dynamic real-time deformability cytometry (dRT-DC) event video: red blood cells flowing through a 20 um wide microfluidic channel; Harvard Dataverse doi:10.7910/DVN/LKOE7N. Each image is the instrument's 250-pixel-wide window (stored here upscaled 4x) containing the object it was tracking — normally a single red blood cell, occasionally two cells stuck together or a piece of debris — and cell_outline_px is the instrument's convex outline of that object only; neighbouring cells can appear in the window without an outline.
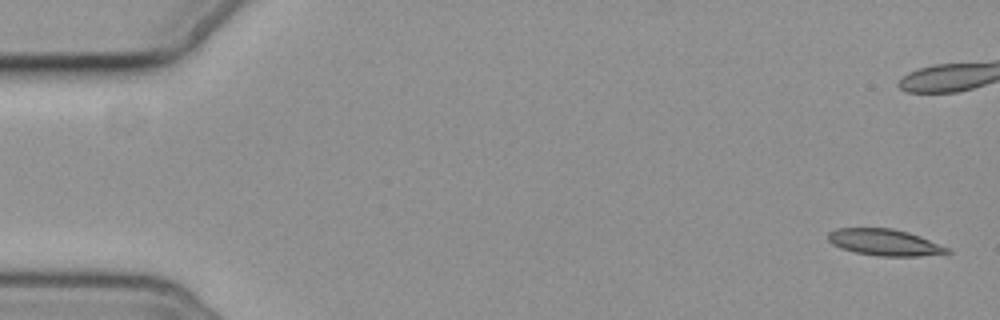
{"species": "common noctule bat (a hibernating species)", "species_latin": "Nyctalus noctula", "temperature_condition": "cold", "stored_images_in_passage": 7, "segment_of_instrument_passage": [2, 2], "camera_frame_rate_fps": 3000, "um_per_image_px": 0.085, "animal": {"sex": "female", "body_mass_g": 19.3, "forearm_length_mm": 54.1}, "frame": {"image": 1, "passage_image": 7, "time_ms": 7.0, "image_size_px": [1000, 320], "cell_outline_px": [[952, 252], [920, 256], [880, 256], [856, 252], [840, 248], [832, 244], [828, 240], [828, 232], [836, 228], [892, 228], [908, 232], [920, 236], [948, 248]], "centroid_in_image_um": [75.15, 20.59], "position_along_channel_um": 9.8, "area_um2": 18.26}}